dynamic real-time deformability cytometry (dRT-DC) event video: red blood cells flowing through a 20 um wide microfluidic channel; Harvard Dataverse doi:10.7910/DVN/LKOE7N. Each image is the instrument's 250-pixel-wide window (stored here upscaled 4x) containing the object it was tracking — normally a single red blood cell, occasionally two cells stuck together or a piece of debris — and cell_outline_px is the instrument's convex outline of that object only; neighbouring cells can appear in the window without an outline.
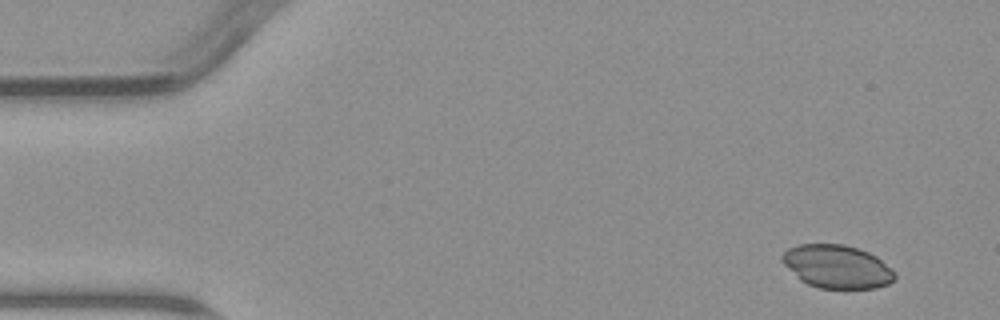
{"species": "common noctule bat (a hibernating species)", "species_latin": "Nyctalus noctula", "temperature_condition": "warm", "stored_images_in_passage": 4, "camera_frame_rate_fps": 3000, "um_per_image_px": 0.085, "animal": {"sex": "male", "body_mass_g": 23.1, "forearm_length_mm": 52.7}, "frame": {"image": 1, "passage_image": 1, "time_ms": 0.0, "image_size_px": [1000, 320], "cell_outline_px": [[896, 276], [888, 284], [876, 288], [820, 288], [808, 284], [800, 280], [780, 260], [780, 256], [788, 248], [800, 244], [844, 244], [868, 252], [876, 256], [892, 268], [896, 272]], "centroid_in_image_um": [71.14, 22.65], "position_along_channel_um": 13.9, "area_um2": 28.38}}